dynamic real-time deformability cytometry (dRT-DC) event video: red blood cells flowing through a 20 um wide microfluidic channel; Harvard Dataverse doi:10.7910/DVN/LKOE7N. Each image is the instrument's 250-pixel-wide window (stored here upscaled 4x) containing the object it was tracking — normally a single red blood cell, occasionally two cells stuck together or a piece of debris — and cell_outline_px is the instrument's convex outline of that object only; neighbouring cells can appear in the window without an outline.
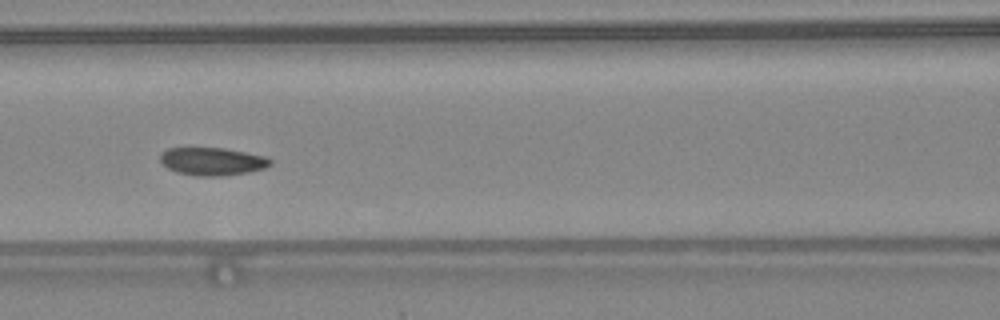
{"species": "common noctule bat (a hibernating species)", "species_latin": "Nyctalus noctula", "temperature_condition": "warm", "stored_images_in_passage": 49, "camera_frame_rate_fps": 3000, "um_per_image_px": 0.085, "animal": {"sex": "female", "body_mass_g": 24.6, "forearm_length_mm": 56.2}, "frame": {"image": 1, "passage_image": 22, "time_ms": 7.0, "image_size_px": [1000, 320], "cell_outline_px": [[272, 164], [264, 168], [248, 172], [220, 176], [196, 176], [176, 172], [168, 168], [160, 160], [160, 152], [168, 148], [224, 148], [264, 156], [272, 160]], "centroid_in_image_um": [18.02, 13.72], "position_along_channel_um": 148.6, "area_um2": 17.8}, "authors_computed_cell_mechanics": {"area_um2": 17.918, "velocity_mm_per_s": 4.3455, "shape_relaxation_time_tau1_ms": 2.3204, "shape_relaxation_time_tau2_ms": 2.5771, "deformation_change_tau1": 0.0965, "deformation_change_tau2": 0.0741}}